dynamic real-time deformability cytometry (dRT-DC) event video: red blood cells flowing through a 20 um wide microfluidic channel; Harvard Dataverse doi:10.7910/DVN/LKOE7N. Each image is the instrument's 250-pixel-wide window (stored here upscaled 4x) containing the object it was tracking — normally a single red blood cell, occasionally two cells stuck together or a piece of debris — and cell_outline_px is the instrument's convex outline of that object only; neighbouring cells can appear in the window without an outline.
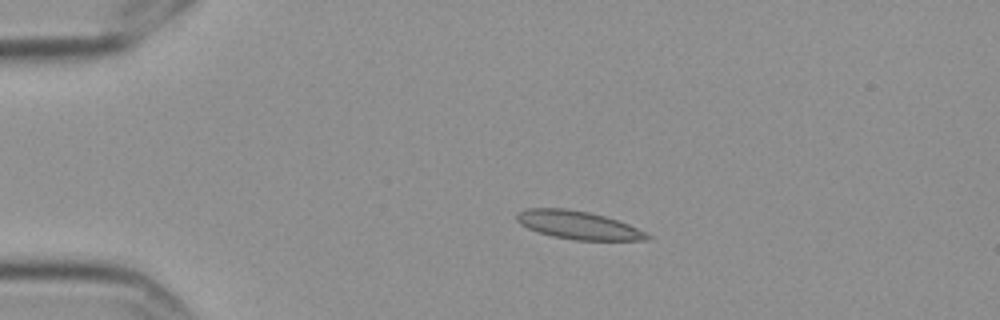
{"species": "Egyptian fruit bat (a non-hibernating species)", "species_latin": "Rousettus aegyptiacus", "temperature_condition": "cold", "stored_images_in_passage": 6, "camera_frame_rate_fps": 3000, "um_per_image_px": 0.085, "frame": {"image": 1, "passage_image": 3, "time_ms": 0.667, "image_size_px": [1000, 320], "cell_outline_px": [[652, 236], [648, 240], [576, 240], [552, 236], [528, 228], [520, 224], [516, 220], [516, 216], [520, 212], [528, 208], [564, 208], [588, 212], [604, 216], [628, 224]], "centroid_in_image_um": [49.14, 19.13], "position_along_channel_um": 35.9, "area_um2": 21.1}}
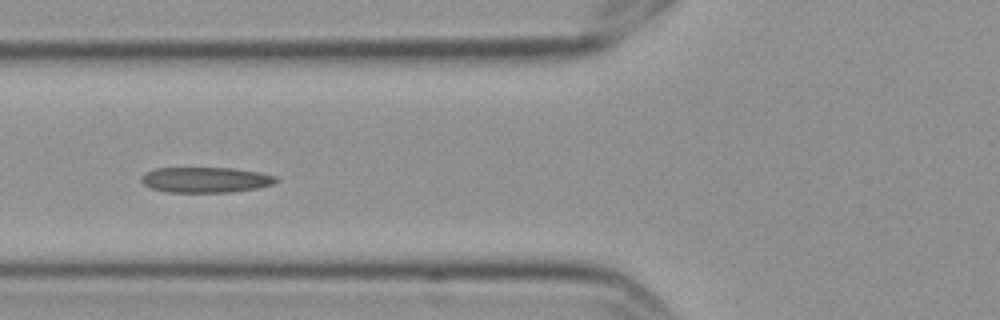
{"frame": {"image": 2, "passage_image": 6, "time_ms": 1.667, "image_size_px": [1000, 320], "cell_outline_px": [[280, 180], [272, 184], [256, 188], [228, 192], [168, 192], [152, 188], [144, 184], [140, 180], [140, 176], [144, 172], [156, 168], [232, 168], [260, 172], [276, 176]], "centroid_in_image_um": [17.46, 15.27], "position_along_channel_um": 108.3, "area_um2": 20.0}}